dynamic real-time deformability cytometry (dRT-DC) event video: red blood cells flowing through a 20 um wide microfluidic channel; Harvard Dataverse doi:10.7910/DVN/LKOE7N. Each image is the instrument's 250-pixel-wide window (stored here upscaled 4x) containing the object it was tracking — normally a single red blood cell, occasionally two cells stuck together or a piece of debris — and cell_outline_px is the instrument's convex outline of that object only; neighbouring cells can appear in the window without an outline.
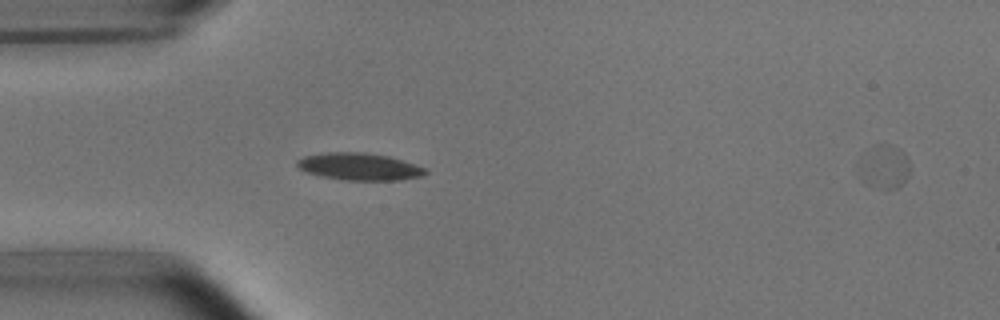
{"species": "common noctule bat (a hibernating species)", "species_latin": "Nyctalus noctula", "temperature_condition": "room temperature", "stored_images_in_passage": 39, "segment_of_instrument_passage": [1, 2], "camera_frame_rate_fps": 3000, "um_per_image_px": 0.085, "animal": {"sex": "male", "body_mass_g": 15.6}, "frame": {"image": 1, "passage_image": 1, "time_ms": 0.0, "image_size_px": [1000, 320], "cell_outline_px": [[428, 172], [420, 176], [400, 180], [340, 180], [320, 176], [308, 172], [300, 168], [296, 164], [296, 160], [304, 156], [324, 152], [364, 152], [388, 156], [424, 168]], "centroid_in_image_um": [30.48, 14.16], "position_along_channel_um": 54.5, "area_um2": 20.17}}
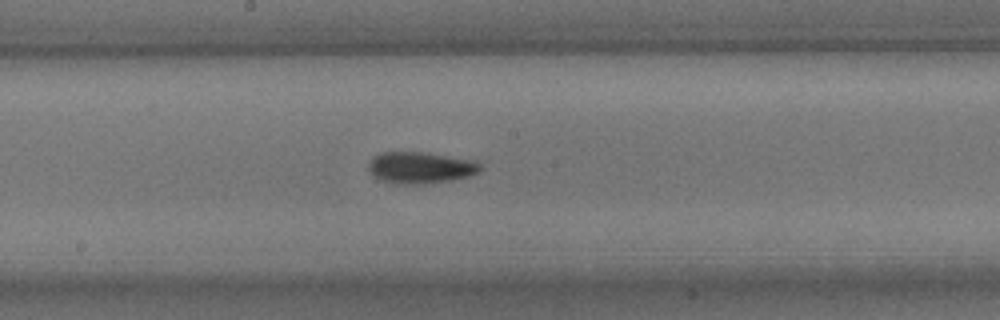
{"frame": {"image": 2, "passage_image": 14, "time_ms": 4.333, "image_size_px": [1000, 320], "cell_outline_px": [[484, 168], [468, 176], [448, 180], [416, 184], [396, 184], [384, 180], [376, 176], [368, 168], [368, 164], [380, 152], [420, 152], [472, 160], [480, 164]], "centroid_in_image_um": [35.74, 14.24], "position_along_channel_um": 212.5, "area_um2": 19.88}}
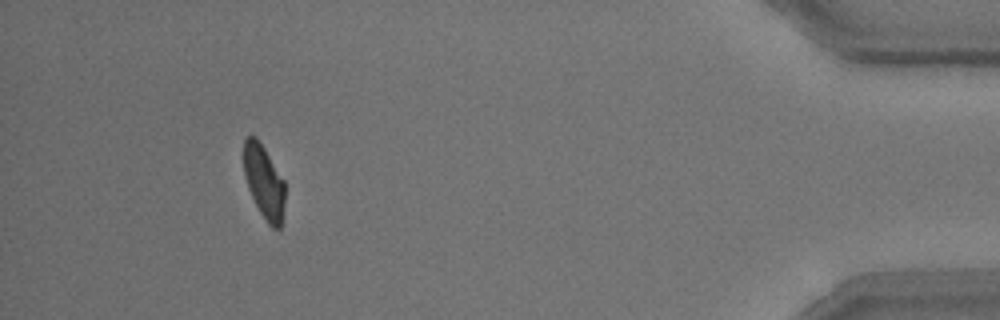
{"frame": {"image": 3, "passage_image": 35, "time_ms": 11.333, "image_size_px": [1000, 320], "cell_outline_px": [[284, 204], [280, 228], [272, 228], [268, 224], [260, 212], [248, 188], [244, 172], [244, 140], [248, 136], [256, 136], [264, 148], [284, 180]], "centroid_in_image_um": [22.44, 15.45], "position_along_channel_um": 412.8, "area_um2": 17.34}}